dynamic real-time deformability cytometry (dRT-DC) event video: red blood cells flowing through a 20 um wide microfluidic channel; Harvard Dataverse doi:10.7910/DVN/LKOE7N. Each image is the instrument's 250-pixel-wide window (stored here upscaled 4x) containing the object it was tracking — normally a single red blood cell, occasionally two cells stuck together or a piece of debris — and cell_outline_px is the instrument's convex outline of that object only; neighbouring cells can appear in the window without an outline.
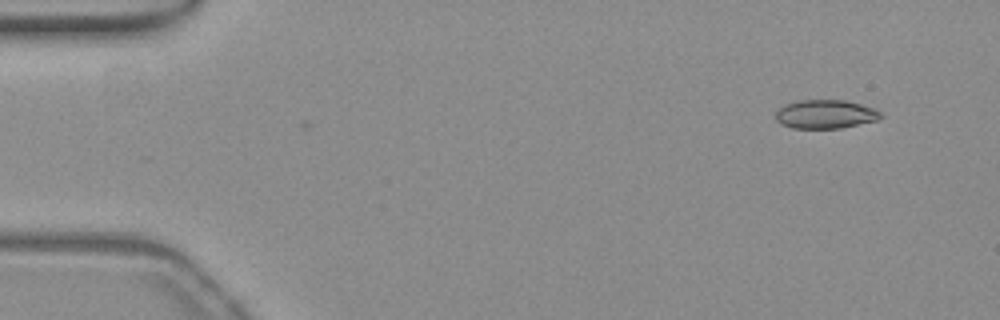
{"species": "common noctule bat (a hibernating species)", "species_latin": "Nyctalus noctula", "temperature_condition": "warm", "stored_images_in_passage": 9, "camera_frame_rate_fps": 3000, "um_per_image_px": 0.085, "animal": {"sex": "female", "body_mass_g": 19.3, "forearm_length_mm": 54.1}, "frame": {"image": 1, "passage_image": 9, "time_ms": 2.667, "image_size_px": [1000, 320], "cell_outline_px": [[884, 116], [876, 120], [840, 128], [792, 128], [780, 124], [776, 120], [776, 112], [780, 108], [796, 100], [844, 100], [860, 104], [872, 108], [880, 112]], "centroid_in_image_um": [70.14, 9.71], "position_along_channel_um": 14.9, "area_um2": 17.4}}